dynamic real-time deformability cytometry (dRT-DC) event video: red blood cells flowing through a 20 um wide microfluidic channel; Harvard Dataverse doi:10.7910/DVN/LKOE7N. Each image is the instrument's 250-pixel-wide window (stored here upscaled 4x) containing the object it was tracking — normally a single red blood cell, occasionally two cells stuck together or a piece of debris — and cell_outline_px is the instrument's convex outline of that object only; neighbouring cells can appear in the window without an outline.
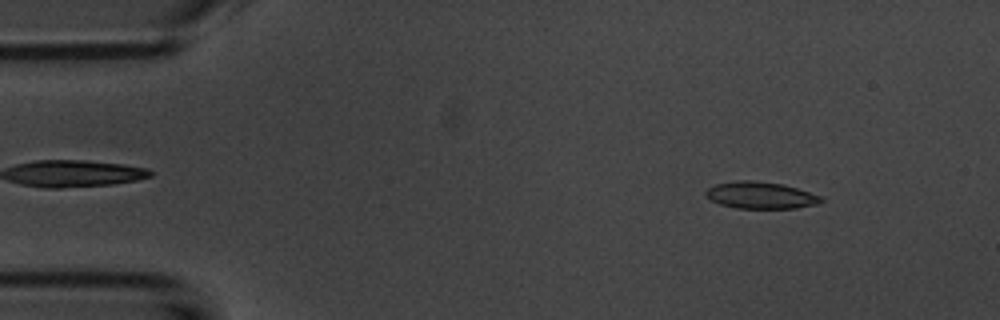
{"species": "common noctule bat (a hibernating species)", "species_latin": "Nyctalus noctula", "temperature_condition": "room temperature", "stored_images_in_passage": 53, "camera_frame_rate_fps": 3000, "um_per_image_px": 0.085, "animal": {"sex": "male", "body_mass_g": 20.1, "forearm_length_mm": 53.5}, "frame": {"image": 1, "passage_image": 6, "time_ms": 1.667, "image_size_px": [1000, 320], "cell_outline_px": [[824, 200], [816, 204], [796, 208], [736, 208], [720, 204], [704, 196], [704, 192], [708, 188], [716, 184], [736, 180], [756, 180], [784, 184], [820, 196]], "centroid_in_image_um": [64.61, 16.59], "position_along_channel_um": 20.4, "area_um2": 18.03}}
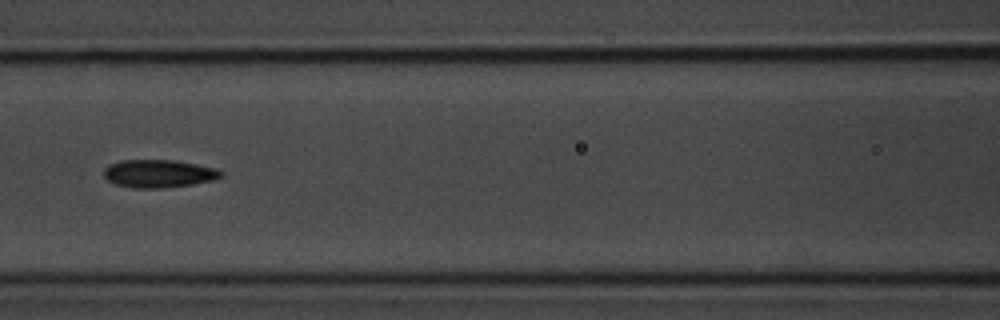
{"frame": {"image": 2, "passage_image": 23, "time_ms": 7.333, "image_size_px": [1000, 320], "cell_outline_px": [[224, 176], [216, 180], [192, 184], [164, 188], [132, 188], [116, 184], [108, 180], [104, 176], [104, 168], [108, 164], [120, 160], [172, 160], [196, 164], [216, 168], [224, 172]], "centroid_in_image_um": [13.51, 14.76], "position_along_channel_um": 153.1, "area_um2": 19.25}}
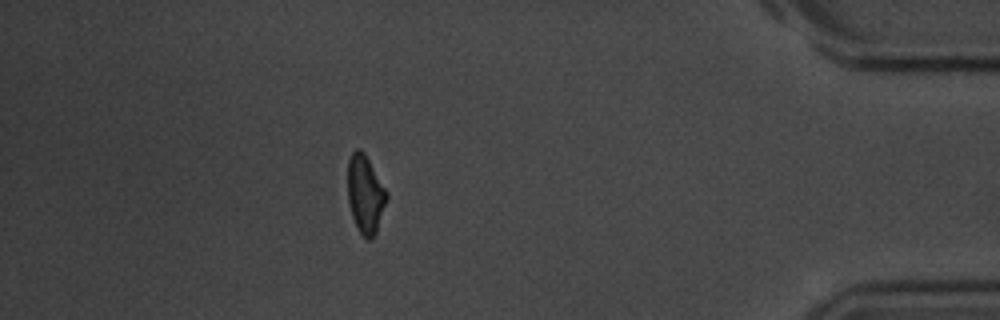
{"frame": {"image": 3, "passage_image": 47, "time_ms": 15.333, "image_size_px": [1000, 320], "cell_outline_px": [[388, 196], [376, 232], [372, 240], [368, 240], [356, 228], [352, 216], [348, 200], [348, 160], [352, 152], [356, 148], [360, 148], [364, 152], [388, 192]], "centroid_in_image_um": [31.05, 16.5], "position_along_channel_um": 404.2, "area_um2": 17.74}, "authors_computed_cell_mechanics": {"area_um2": 18.0336, "velocity_mm_per_s": 3.7247, "shape_relaxation_time_tau1_ms": 3.1719, "shape_relaxation_time_tau2_ms": 2.9132, "deformation_change_tau1": 0.1092, "deformation_change_tau2": 0.103}}